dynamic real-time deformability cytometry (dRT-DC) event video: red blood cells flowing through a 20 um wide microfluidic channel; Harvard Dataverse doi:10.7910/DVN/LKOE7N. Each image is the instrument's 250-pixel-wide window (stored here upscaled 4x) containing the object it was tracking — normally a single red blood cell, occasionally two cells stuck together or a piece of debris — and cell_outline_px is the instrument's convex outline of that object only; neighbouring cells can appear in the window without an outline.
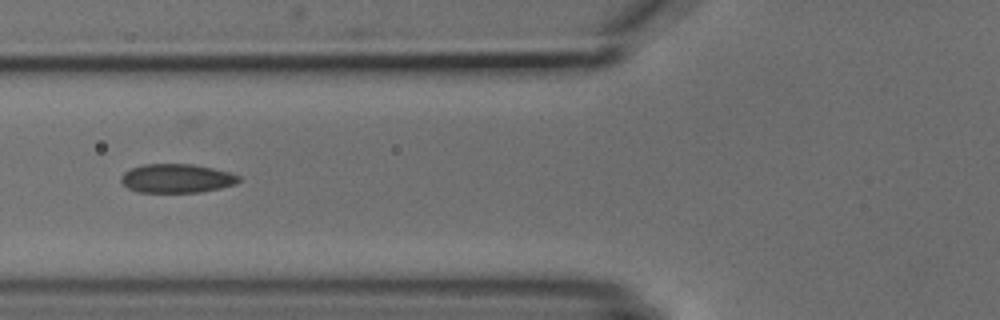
{"species": "common noctule bat (a hibernating species)", "species_latin": "Nyctalus noctula", "temperature_condition": "cold", "stored_images_in_passage": 9, "segment_of_instrument_passage": [2, 2], "camera_frame_rate_fps": 3000, "um_per_image_px": 0.085, "animal": {"sex": "male", "body_mass_g": 18.8}, "frame": {"image": 1, "passage_image": 6, "time_ms": 6.667, "image_size_px": [1000, 320], "cell_outline_px": [[240, 180], [236, 184], [220, 188], [200, 192], [136, 192], [128, 188], [120, 180], [120, 176], [124, 172], [132, 168], [144, 164], [192, 164], [212, 168], [228, 172], [240, 176]], "centroid_in_image_um": [15.0, 15.16], "position_along_channel_um": 110.8, "area_um2": 19.77}}
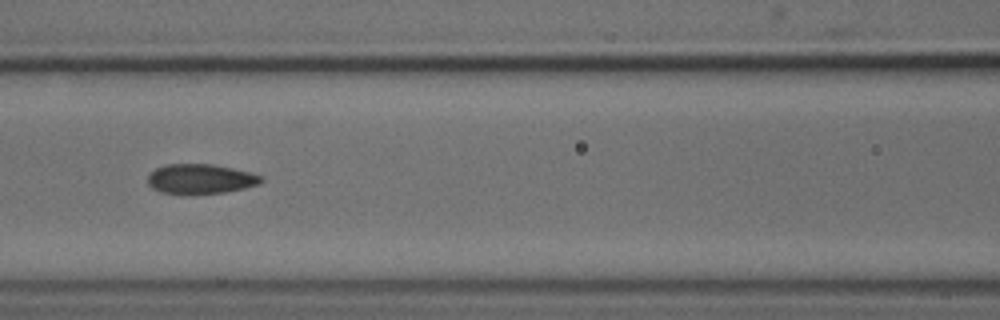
{"frame": {"image": 2, "passage_image": 7, "time_ms": 7.667, "image_size_px": [1000, 320], "cell_outline_px": [[264, 180], [260, 184], [244, 188], [224, 192], [184, 196], [180, 196], [160, 192], [152, 188], [148, 184], [148, 176], [156, 168], [168, 164], [216, 164], [252, 172], [260, 176]], "centroid_in_image_um": [17.03, 15.23], "position_along_channel_um": 149.6, "area_um2": 20.23}}